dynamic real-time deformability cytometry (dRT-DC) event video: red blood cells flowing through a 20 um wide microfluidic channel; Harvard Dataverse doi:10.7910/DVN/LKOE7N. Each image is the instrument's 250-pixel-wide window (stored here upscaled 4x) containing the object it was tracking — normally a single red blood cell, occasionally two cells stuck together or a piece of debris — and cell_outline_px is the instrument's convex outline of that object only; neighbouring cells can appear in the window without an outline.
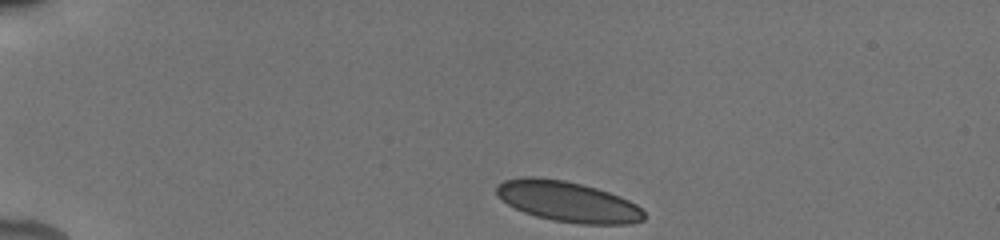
{"species": "human", "species_latin": "Homo sapiens", "temperature_condition": "cold", "stored_images_in_passage": 5, "camera_frame_rate_fps": 3000, "um_per_image_px": 0.085, "donor": {"sex": "male"}, "frame": {"image": 1, "passage_image": 1, "time_ms": 0.0, "image_size_px": [1000, 240], "cell_outline_px": [[644, 220], [632, 224], [580, 224], [552, 220], [536, 216], [524, 212], [508, 204], [496, 196], [496, 184], [504, 180], [520, 176], [536, 176], [564, 180], [596, 188], [620, 196], [636, 204], [644, 212]], "centroid_in_image_um": [48.23, 17.13], "position_along_channel_um": 36.8, "area_um2": 35.03}}
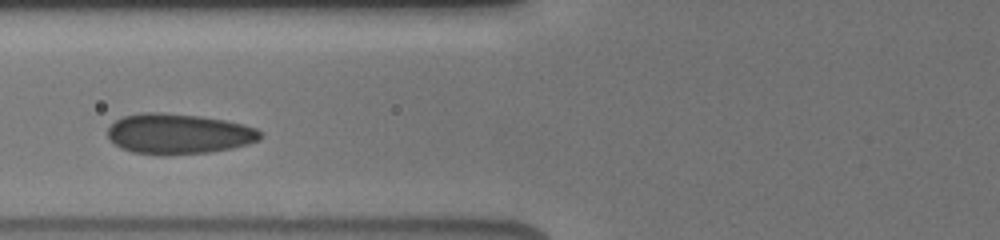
{"frame": {"image": 2, "passage_image": 5, "time_ms": 3.667, "image_size_px": [1000, 240], "cell_outline_px": [[264, 136], [260, 140], [248, 144], [232, 148], [212, 152], [168, 156], [160, 156], [132, 152], [120, 148], [108, 136], [108, 128], [116, 120], [124, 116], [140, 112], [160, 112], [200, 116], [224, 120], [244, 124], [256, 128]], "centroid_in_image_um": [15.2, 11.39], "position_along_channel_um": 110.6, "area_um2": 36.36}}